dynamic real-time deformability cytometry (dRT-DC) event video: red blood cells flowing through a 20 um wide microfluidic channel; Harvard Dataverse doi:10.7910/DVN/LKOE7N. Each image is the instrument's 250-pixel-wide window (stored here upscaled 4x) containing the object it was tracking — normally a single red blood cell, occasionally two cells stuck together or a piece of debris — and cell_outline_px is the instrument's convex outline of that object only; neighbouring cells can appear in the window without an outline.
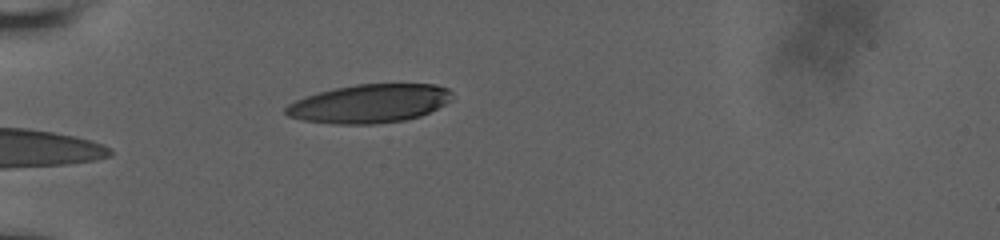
{"species": "human", "species_latin": "Homo sapiens", "temperature_condition": "room temperature", "stored_images_in_passage": 6, "camera_frame_rate_fps": 3000, "um_per_image_px": 0.085, "donor": {"sex": "male"}, "frame": {"image": 1, "passage_image": 1, "time_ms": 0.0, "image_size_px": [1000, 240], "cell_outline_px": [[452, 100], [420, 116], [404, 120], [376, 124], [336, 124], [304, 120], [288, 116], [284, 112], [284, 108], [288, 104], [304, 96], [336, 88], [356, 84], [436, 84], [448, 88], [452, 92]], "centroid_in_image_um": [31.41, 8.8], "position_along_channel_um": 53.6, "area_um2": 37.34}}
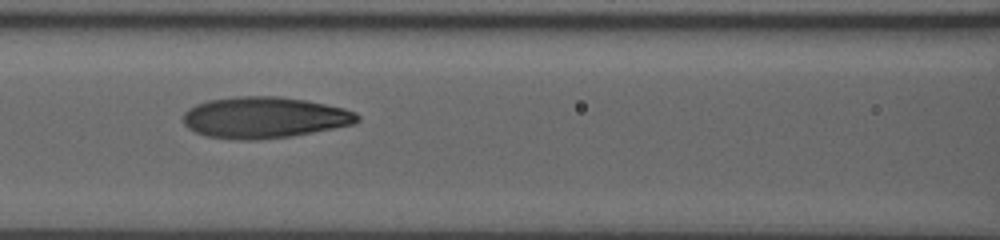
{"frame": {"image": 2, "passage_image": 4, "time_ms": 3.0, "image_size_px": [1000, 240], "cell_outline_px": [[360, 120], [356, 124], [292, 136], [256, 140], [240, 140], [204, 136], [188, 128], [184, 124], [184, 112], [188, 108], [196, 104], [208, 100], [236, 96], [280, 96], [304, 100], [344, 108], [356, 112], [360, 116]], "centroid_in_image_um": [22.48, 9.99], "position_along_channel_um": 144.1, "area_um2": 42.14}}
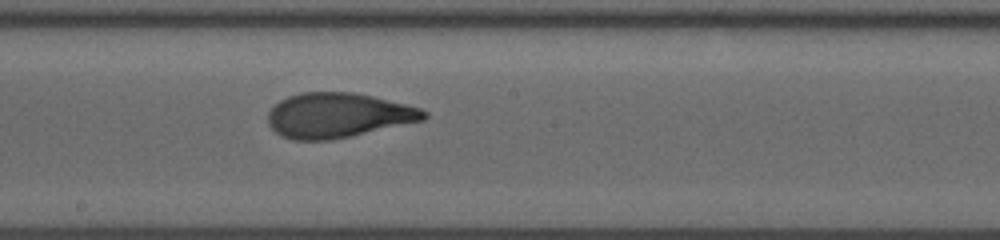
{"frame": {"image": 3, "passage_image": 6, "time_ms": 5.0, "image_size_px": [1000, 240], "cell_outline_px": [[428, 116], [424, 120], [332, 140], [292, 140], [280, 136], [268, 124], [268, 112], [280, 100], [288, 96], [300, 92], [352, 92], [372, 96], [420, 108], [428, 112]], "centroid_in_image_um": [28.7, 9.81], "position_along_channel_um": 219.5, "area_um2": 40.63}}